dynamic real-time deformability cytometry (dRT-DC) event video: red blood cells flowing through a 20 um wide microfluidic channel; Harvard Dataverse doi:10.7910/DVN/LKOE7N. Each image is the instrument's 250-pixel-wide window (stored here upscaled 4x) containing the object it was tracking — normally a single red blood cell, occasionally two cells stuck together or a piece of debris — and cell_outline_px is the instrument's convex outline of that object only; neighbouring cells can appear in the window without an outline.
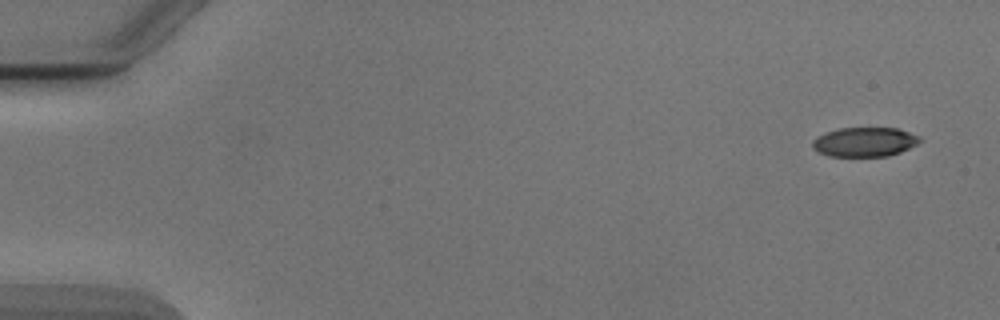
{"species": "Egyptian fruit bat (a non-hibernating species)", "species_latin": "Rousettus aegyptiacus", "temperature_condition": "cold", "stored_images_in_passage": 5, "camera_frame_rate_fps": 3000, "um_per_image_px": 0.085, "animal": {"sex": "male"}, "frame": {"image": 1, "passage_image": 1, "time_ms": 0.0, "image_size_px": [1000, 320], "cell_outline_px": [[924, 140], [900, 152], [888, 156], [828, 156], [812, 148], [812, 140], [816, 136], [840, 128], [896, 128], [920, 136]], "centroid_in_image_um": [73.49, 12.06], "position_along_channel_um": 11.5, "area_um2": 18.32}}
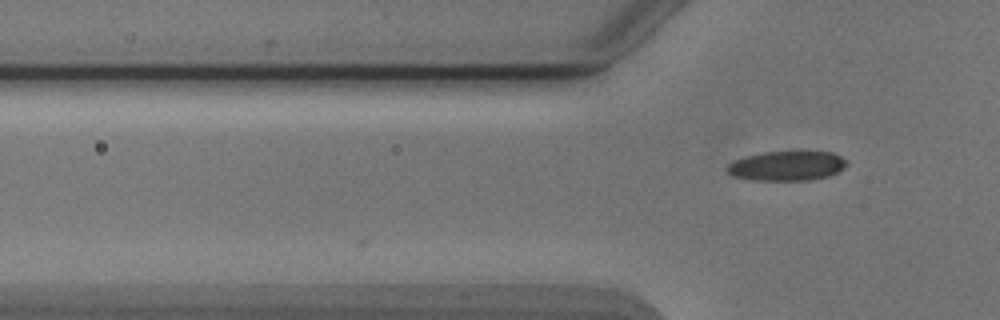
{"frame": {"image": 2, "passage_image": 5, "time_ms": 4.667, "image_size_px": [1000, 320], "cell_outline_px": [[848, 164], [844, 168], [828, 176], [808, 180], [756, 180], [732, 176], [724, 168], [728, 164], [736, 160], [748, 156], [764, 152], [832, 152], [848, 160]], "centroid_in_image_um": [66.9, 14.1], "position_along_channel_um": 58.9, "area_um2": 20.46}}